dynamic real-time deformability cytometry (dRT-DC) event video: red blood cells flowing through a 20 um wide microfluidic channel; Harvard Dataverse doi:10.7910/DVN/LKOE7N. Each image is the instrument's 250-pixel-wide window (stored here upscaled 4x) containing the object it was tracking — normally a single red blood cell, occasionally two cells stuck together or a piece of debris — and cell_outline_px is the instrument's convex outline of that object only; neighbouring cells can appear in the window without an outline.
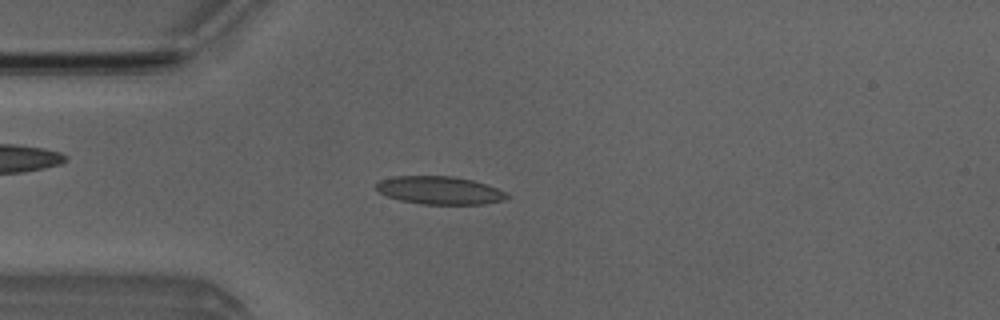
{"species": "Egyptian fruit bat (a non-hibernating species)", "species_latin": "Rousettus aegyptiacus", "temperature_condition": "room temperature", "stored_images_in_passage": 33, "camera_frame_rate_fps": 3000, "um_per_image_px": 0.085, "animal": {"sex": "male"}, "frame": {"image": 1, "passage_image": 2, "time_ms": 0.333, "image_size_px": [1000, 320], "cell_outline_px": [[512, 196], [504, 200], [484, 204], [420, 204], [400, 200], [388, 196], [380, 192], [376, 188], [376, 184], [380, 180], [396, 176], [452, 176], [472, 180], [496, 188]], "centroid_in_image_um": [37.38, 16.18], "position_along_channel_um": 47.6, "area_um2": 21.15}}
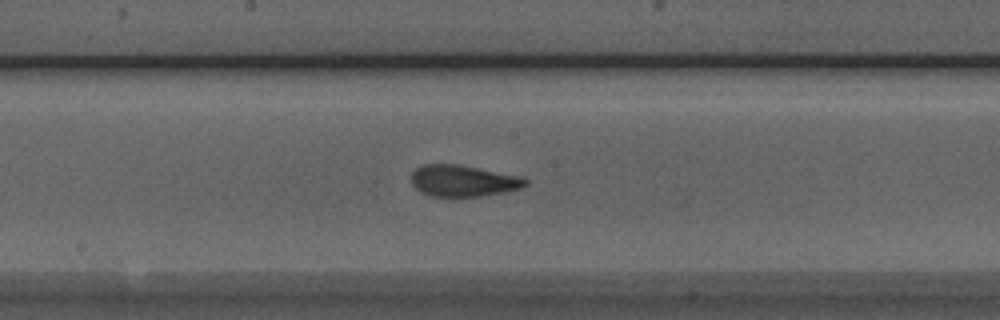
{"frame": {"image": 2, "passage_image": 15, "time_ms": 4.667, "image_size_px": [1000, 320], "cell_outline_px": [[528, 184], [520, 188], [504, 192], [480, 196], [432, 196], [420, 192], [412, 184], [412, 172], [416, 168], [424, 164], [456, 164], [520, 176], [528, 180]], "centroid_in_image_um": [39.36, 15.37], "position_along_channel_um": 208.8, "area_um2": 20.69}}
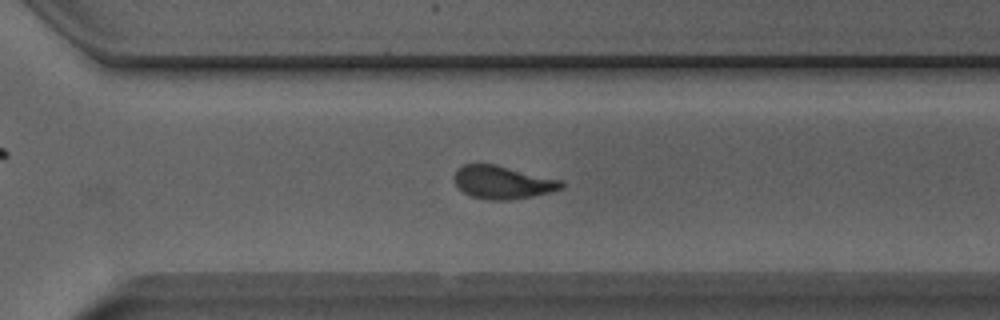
{"frame": {"image": 3, "passage_image": 24, "time_ms": 7.667, "image_size_px": [1000, 320], "cell_outline_px": [[564, 188], [532, 196], [508, 200], [488, 200], [472, 196], [464, 192], [452, 180], [452, 176], [456, 168], [464, 164], [496, 164], [564, 180]], "centroid_in_image_um": [42.71, 15.48], "position_along_channel_um": 327.9, "area_um2": 20.87}, "authors_computed_cell_mechanics": {"area_um2": 20.7502, "velocity_mm_per_s": 3.9783, "shape_relaxation_time_tau1_ms": 4.3781, "shape_relaxation_time_tau2_ms": 1.3089, "deformation_change_tau1": 0.1726, "deformation_change_tau2": 0.0977}}